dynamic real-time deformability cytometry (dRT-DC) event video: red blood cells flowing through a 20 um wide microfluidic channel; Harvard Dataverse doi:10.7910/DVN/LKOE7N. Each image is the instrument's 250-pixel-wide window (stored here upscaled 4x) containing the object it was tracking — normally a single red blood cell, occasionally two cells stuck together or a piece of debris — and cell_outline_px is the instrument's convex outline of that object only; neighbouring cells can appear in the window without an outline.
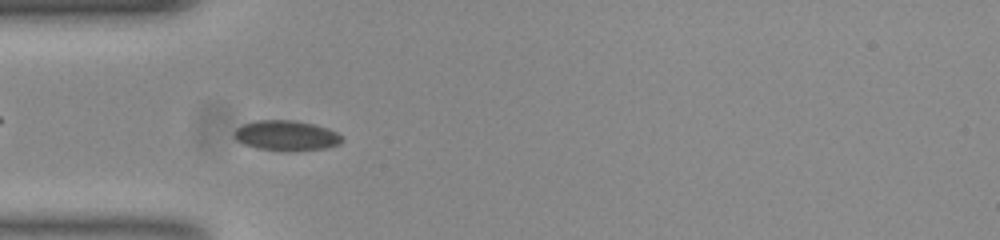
{"species": "common noctule bat (a hibernating species)", "species_latin": "Nyctalus noctula", "temperature_condition": "room temperature", "stored_images_in_passage": 45, "camera_frame_rate_fps": 3000, "um_per_image_px": 0.085, "animal": {"sex": "female", "body_mass_g": 23.0, "forearm_length_mm": 53.4}, "frame": {"image": 1, "passage_image": 7, "time_ms": 2.0, "image_size_px": [1000, 240], "cell_outline_px": [[344, 140], [340, 144], [324, 148], [256, 148], [244, 144], [236, 140], [232, 132], [236, 128], [244, 124], [256, 120], [296, 120], [316, 124], [328, 128], [344, 136]], "centroid_in_image_um": [24.34, 11.46], "position_along_channel_um": 60.7, "area_um2": 18.38}}
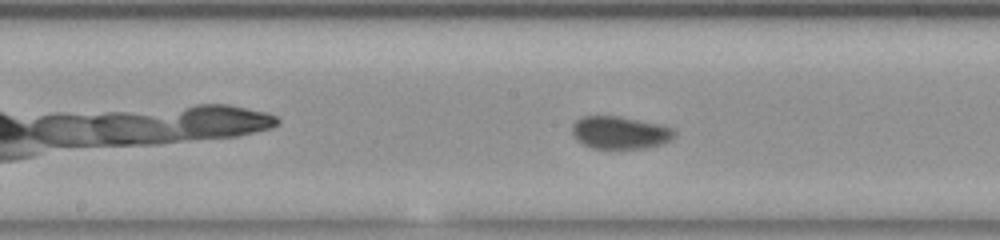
{"frame": {"image": 2, "passage_image": 18, "time_ms": 5.667, "image_size_px": [1000, 240], "cell_outline_px": [[676, 136], [672, 140], [660, 144], [644, 148], [592, 148], [576, 140], [572, 136], [572, 124], [580, 116], [620, 116], [656, 124], [672, 128], [676, 132]], "centroid_in_image_um": [52.66, 11.27], "position_along_channel_um": 195.5, "area_um2": 19.42}}
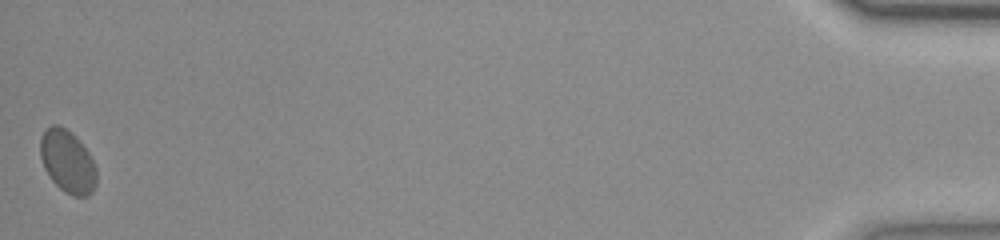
{"frame": {"image": 3, "passage_image": 45, "time_ms": 14.667, "image_size_px": [1000, 240], "cell_outline_px": [[96, 184], [92, 192], [88, 196], [72, 196], [64, 192], [52, 180], [44, 168], [40, 156], [40, 136], [44, 128], [52, 124], [56, 124], [72, 132], [88, 152], [96, 168]], "centroid_in_image_um": [5.72, 13.72], "position_along_channel_um": 429.5, "area_um2": 20.63}, "authors_computed_cell_mechanics": {"area_um2": 19.3052, "velocity_mm_per_s": 3.7212, "shape_relaxation_time_tau1_ms": null, "shape_relaxation_time_tau2_ms": 0.6524, "deformation_change_tau1": null, "deformation_change_tau2": 0.0341}}